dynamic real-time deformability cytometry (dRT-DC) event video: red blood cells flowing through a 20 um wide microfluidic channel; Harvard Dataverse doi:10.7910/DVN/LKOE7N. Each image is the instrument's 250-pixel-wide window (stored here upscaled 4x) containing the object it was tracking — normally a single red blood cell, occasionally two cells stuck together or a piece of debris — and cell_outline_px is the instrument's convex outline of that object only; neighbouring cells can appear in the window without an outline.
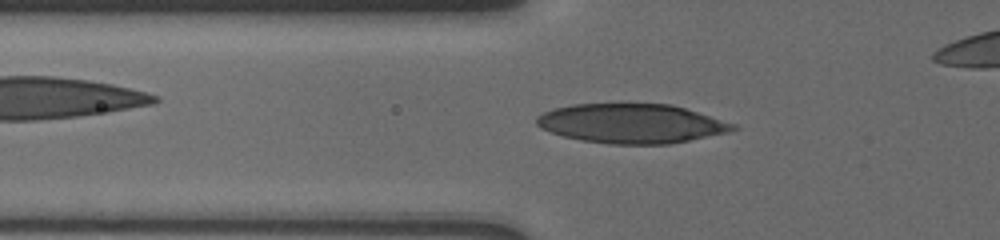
{"species": "human", "species_latin": "Homo sapiens", "temperature_condition": "cold", "stored_images_in_passage": 64, "camera_frame_rate_fps": 3000, "um_per_image_px": 0.085, "donor": {"sex": "male"}, "frame": {"image": 1, "passage_image": 4, "time_ms": 0.667, "image_size_px": [1000, 240], "cell_outline_px": [[740, 128], [728, 132], [668, 144], [612, 144], [580, 140], [564, 136], [540, 128], [536, 124], [536, 116], [544, 112], [556, 108], [572, 104], [668, 104], [684, 108], [736, 124]], "centroid_in_image_um": [53.66, 10.5], "position_along_channel_um": 72.1, "area_um2": 44.68}}
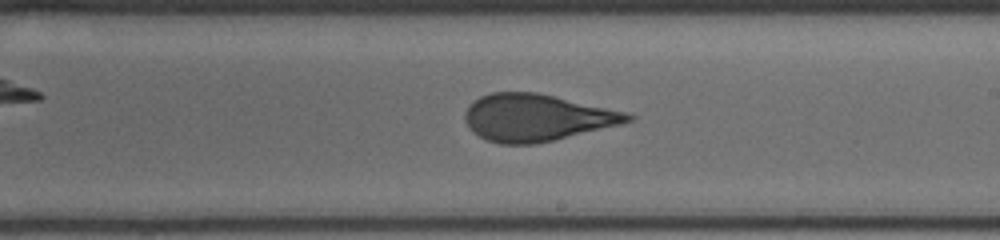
{"frame": {"image": 2, "passage_image": 39, "time_ms": 5.333, "image_size_px": [1000, 240], "cell_outline_px": [[636, 116], [632, 120], [620, 124], [536, 144], [500, 144], [488, 140], [472, 132], [468, 128], [464, 120], [464, 112], [468, 104], [480, 96], [492, 92], [536, 92], [624, 112]], "centroid_in_image_um": [45.52, 10.0], "position_along_channel_um": 243.5, "area_um2": 44.22}}
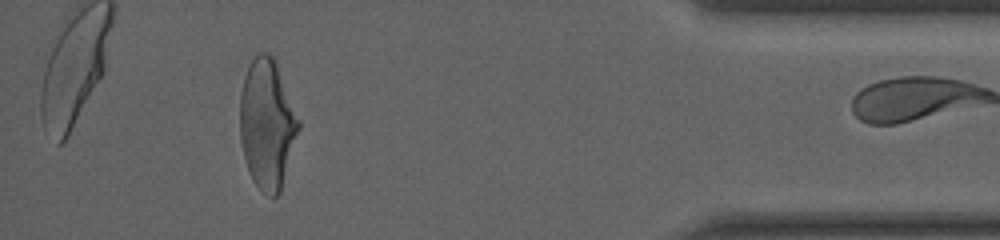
{"frame": {"image": 3, "passage_image": 62, "time_ms": 11.0, "image_size_px": [1000, 240], "cell_outline_px": [[300, 128], [280, 192], [276, 196], [268, 196], [252, 180], [248, 172], [240, 140], [240, 92], [244, 76], [252, 60], [260, 52], [268, 52], [272, 56], [276, 64], [300, 120]], "centroid_in_image_um": [22.7, 10.56], "position_along_channel_um": 412.5, "area_um2": 44.04}}